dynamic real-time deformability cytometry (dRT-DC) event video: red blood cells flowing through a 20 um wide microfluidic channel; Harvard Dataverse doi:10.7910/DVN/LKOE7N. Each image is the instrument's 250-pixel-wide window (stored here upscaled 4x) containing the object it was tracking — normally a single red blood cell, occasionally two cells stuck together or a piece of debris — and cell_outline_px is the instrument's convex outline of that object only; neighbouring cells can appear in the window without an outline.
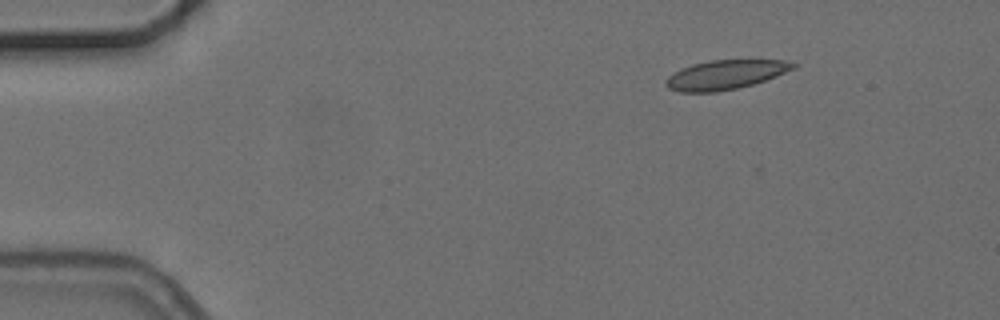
{"species": "common noctule bat (a hibernating species)", "species_latin": "Nyctalus noctula", "temperature_condition": "cold", "stored_images_in_passage": 4, "camera_frame_rate_fps": 3000, "um_per_image_px": 0.085, "animal": {"sex": "female", "body_mass_g": 24.6, "forearm_length_mm": 56.2}, "frame": {"image": 1, "passage_image": 1, "time_ms": 0.0, "image_size_px": [1000, 320], "cell_outline_px": [[796, 68], [776, 76], [752, 84], [736, 88], [716, 92], [680, 92], [668, 88], [664, 84], [664, 80], [668, 76], [680, 68], [692, 64], [712, 60], [784, 60], [796, 64]], "centroid_in_image_um": [61.61, 6.35], "position_along_channel_um": 23.4, "area_um2": 21.68}}